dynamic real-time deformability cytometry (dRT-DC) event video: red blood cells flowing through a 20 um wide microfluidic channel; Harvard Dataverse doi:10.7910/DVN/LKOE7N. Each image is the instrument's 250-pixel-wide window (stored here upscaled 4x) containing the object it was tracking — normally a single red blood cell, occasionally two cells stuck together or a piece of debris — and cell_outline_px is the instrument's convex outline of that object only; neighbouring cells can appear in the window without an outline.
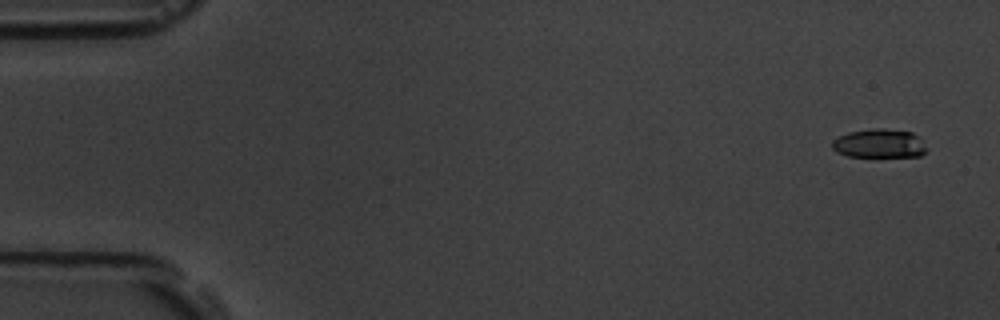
{"species": "common noctule bat (a hibernating species)", "species_latin": "Nyctalus noctula", "temperature_condition": "room temperature", "stored_images_in_passage": 11, "camera_frame_rate_fps": 3000, "um_per_image_px": 0.085, "animal": {"sex": "male", "body_mass_g": 19.5, "forearm_length_mm": 54.6}, "frame": {"image": 1, "passage_image": 1, "time_ms": 0.0, "image_size_px": [1000, 320], "cell_outline_px": [[924, 152], [920, 156], [848, 156], [836, 152], [832, 148], [832, 140], [848, 132], [872, 128], [884, 128], [912, 132], [920, 136], [924, 148]], "centroid_in_image_um": [74.71, 12.18], "position_along_channel_um": 10.3, "area_um2": 15.78}}
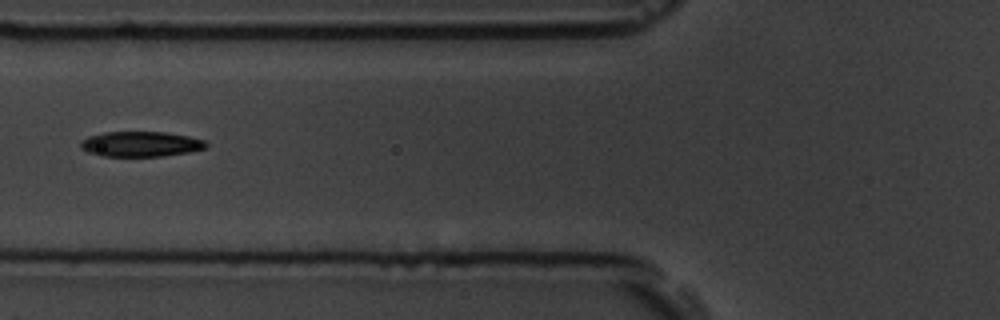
{"frame": {"image": 2, "passage_image": 6, "time_ms": 6.667, "image_size_px": [1000, 320], "cell_outline_px": [[208, 144], [204, 148], [188, 152], [164, 156], [100, 156], [88, 152], [80, 148], [80, 140], [88, 136], [104, 132], [164, 132], [188, 136], [208, 140]], "centroid_in_image_um": [11.94, 12.24], "position_along_channel_um": 113.9, "area_um2": 18.55}}
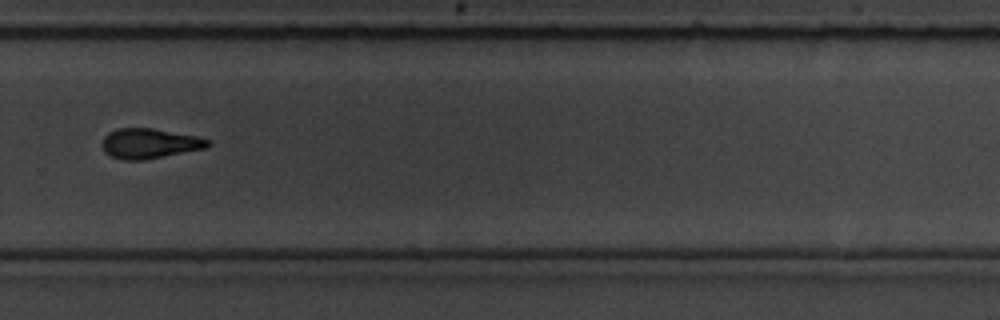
{"frame": {"image": 3, "passage_image": 11, "time_ms": 12.333, "image_size_px": [1000, 320], "cell_outline_px": [[212, 144], [208, 148], [144, 160], [124, 160], [112, 156], [104, 152], [100, 144], [104, 136], [108, 132], [116, 128], [152, 128], [196, 136], [212, 140]], "centroid_in_image_um": [12.72, 12.19], "position_along_channel_um": 317.1, "area_um2": 18.79}}